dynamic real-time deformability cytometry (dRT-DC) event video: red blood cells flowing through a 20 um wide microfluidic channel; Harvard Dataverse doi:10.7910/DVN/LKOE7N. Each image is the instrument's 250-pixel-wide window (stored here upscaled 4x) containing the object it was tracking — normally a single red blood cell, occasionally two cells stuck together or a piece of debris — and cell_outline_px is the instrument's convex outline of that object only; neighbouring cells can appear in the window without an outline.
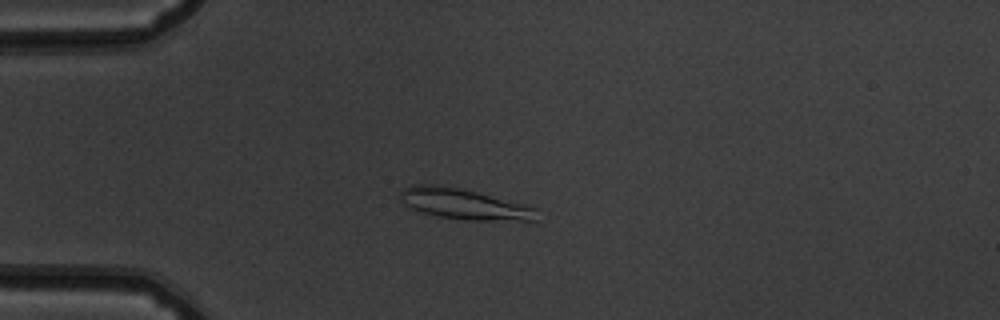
{"species": "common noctule bat (a hibernating species)", "species_latin": "Nyctalus noctula", "temperature_condition": "warm", "stored_images_in_passage": 53, "camera_frame_rate_fps": 3000, "um_per_image_px": 0.085, "animal": {"sex": "male", "body_mass_g": 19.5, "forearm_length_mm": 54.6}, "frame": {"image": 1, "passage_image": 14, "time_ms": 4.333, "image_size_px": [1000, 320], "cell_outline_px": [[536, 220], [464, 220], [440, 216], [408, 208], [400, 200], [400, 192], [404, 188], [412, 184], [440, 184], [476, 192], [524, 204], [536, 208]], "centroid_in_image_um": [39.37, 17.33], "position_along_channel_um": 45.6, "area_um2": 24.16}}
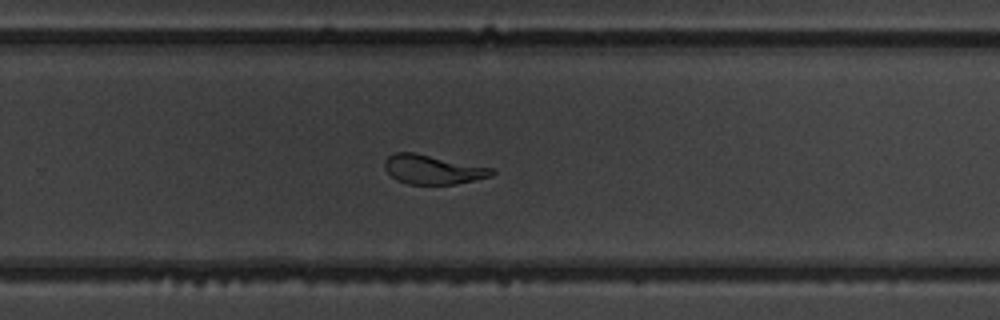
{"frame": {"image": 2, "passage_image": 35, "time_ms": 11.333, "image_size_px": [1000, 320], "cell_outline_px": [[496, 172], [492, 176], [476, 180], [456, 184], [408, 184], [396, 180], [384, 168], [384, 160], [388, 156], [396, 152], [412, 152], [496, 168]], "centroid_in_image_um": [36.82, 14.41], "position_along_channel_um": 293.0, "area_um2": 18.44}}
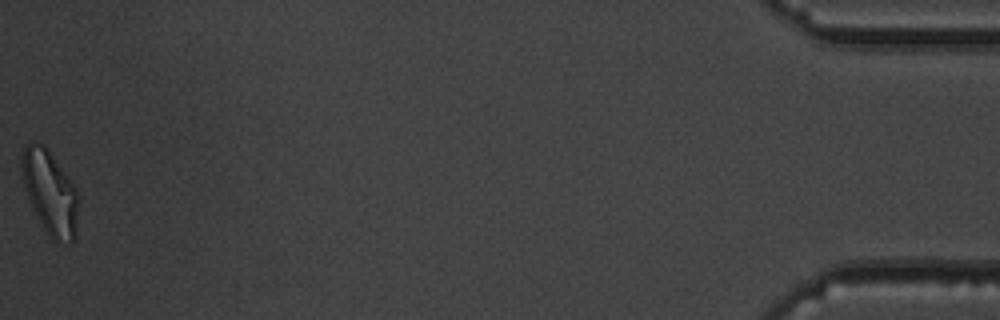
{"frame": {"image": 3, "passage_image": 53, "time_ms": 17.333, "image_size_px": [1000, 320], "cell_outline_px": [[80, 200], [76, 236], [72, 244], [56, 244], [52, 240], [36, 216], [32, 208], [20, 176], [20, 160], [24, 148], [32, 140], [44, 144], [80, 192]], "centroid_in_image_um": [4.28, 16.4], "position_along_channel_um": 430.9, "area_um2": 28.78}, "authors_computed_cell_mechanics": {"area_um2": 21.4438, "velocity_mm_per_s": 3.8453, "shape_relaxation_time_tau1_ms": 3.8292, "shape_relaxation_time_tau2_ms": 1.3936, "deformation_change_tau1": 0.1314, "deformation_change_tau2": 0.0998}}